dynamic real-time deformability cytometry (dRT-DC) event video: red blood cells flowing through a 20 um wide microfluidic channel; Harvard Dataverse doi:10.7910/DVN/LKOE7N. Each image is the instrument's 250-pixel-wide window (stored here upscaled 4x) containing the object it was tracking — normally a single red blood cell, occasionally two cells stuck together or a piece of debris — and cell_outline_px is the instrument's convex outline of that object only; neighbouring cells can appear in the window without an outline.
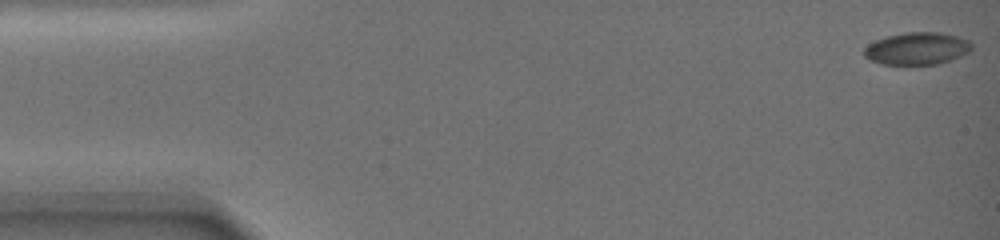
{"species": "common noctule bat (a hibernating species)", "species_latin": "Nyctalus noctula", "temperature_condition": "warm", "stored_images_in_passage": 82, "camera_frame_rate_fps": 3000, "um_per_image_px": 0.085, "animal": {"sex": "female", "body_mass_g": 19.0, "forearm_length_mm": 51.5}, "frame": {"image": 1, "passage_image": 1, "time_ms": 0.0, "image_size_px": [1000, 240], "cell_outline_px": [[972, 48], [968, 52], [952, 60], [940, 64], [880, 64], [868, 60], [864, 56], [864, 48], [868, 44], [876, 40], [888, 36], [908, 32], [936, 32], [956, 36], [968, 40], [972, 44]], "centroid_in_image_um": [77.93, 4.14], "position_along_channel_um": 7.1, "area_um2": 20.23}}
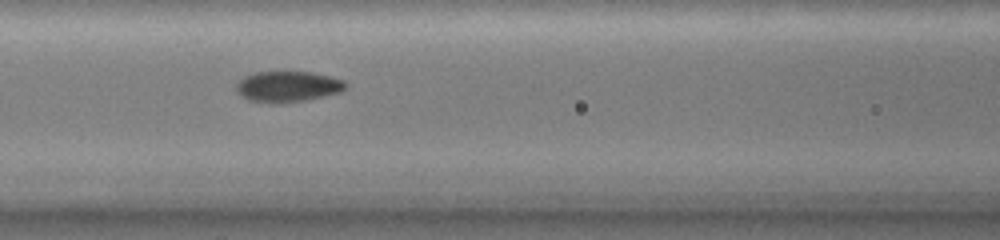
{"frame": {"image": 2, "passage_image": 36, "time_ms": 8.667, "image_size_px": [1000, 240], "cell_outline_px": [[348, 84], [340, 92], [324, 96], [304, 100], [280, 104], [248, 100], [240, 96], [236, 92], [236, 84], [244, 76], [256, 72], [312, 72], [344, 80]], "centroid_in_image_um": [24.43, 7.36], "position_along_channel_um": 142.2, "area_um2": 19.65}}
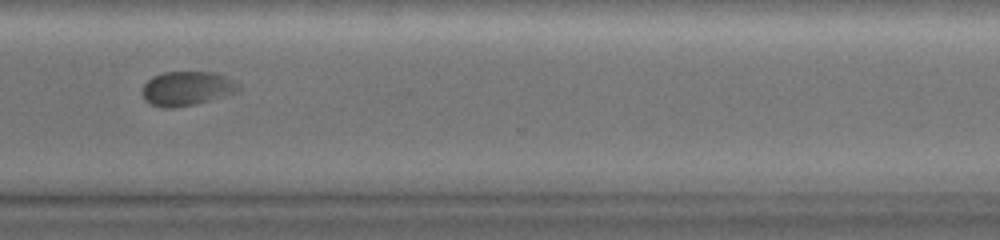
{"frame": {"image": 3, "passage_image": 63, "time_ms": 15.333, "image_size_px": [1000, 240], "cell_outline_px": [[240, 88], [236, 92], [196, 104], [176, 108], [164, 108], [152, 104], [144, 100], [140, 92], [144, 84], [152, 76], [164, 72], [212, 72], [224, 76], [240, 84]], "centroid_in_image_um": [15.83, 7.53], "position_along_channel_um": 354.8, "area_um2": 19.25}, "authors_computed_cell_mechanics": {"area_um2": 19.7965, "velocity_mm_per_s": 3.1797, "shape_relaxation_time_tau1_ms": 3.4032, "shape_relaxation_time_tau2_ms": null, "deformation_change_tau1": 0.0916, "deformation_change_tau2": null}}